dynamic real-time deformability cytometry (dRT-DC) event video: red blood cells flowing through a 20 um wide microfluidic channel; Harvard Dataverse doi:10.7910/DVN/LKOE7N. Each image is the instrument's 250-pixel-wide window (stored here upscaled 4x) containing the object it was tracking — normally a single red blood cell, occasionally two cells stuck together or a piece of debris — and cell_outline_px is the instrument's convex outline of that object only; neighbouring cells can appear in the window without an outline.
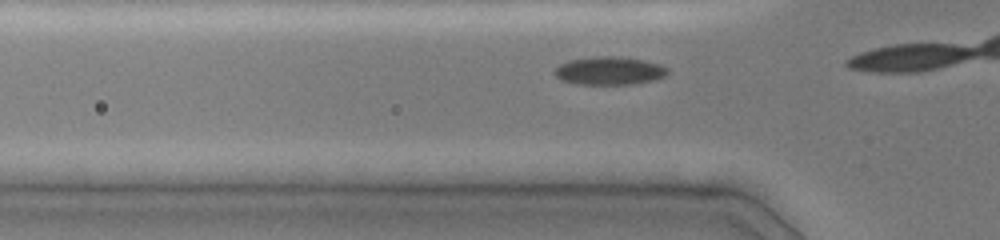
{"species": "common noctule bat (a hibernating species)", "species_latin": "Nyctalus noctula", "temperature_condition": "cold", "stored_images_in_passage": 8, "camera_frame_rate_fps": 3000, "um_per_image_px": 0.085, "animal": {"sex": "female", "body_mass_g": 19.0, "forearm_length_mm": 51.5}, "frame": {"image": 1, "passage_image": 4, "time_ms": 1.0, "image_size_px": [1000, 240], "cell_outline_px": [[668, 72], [664, 76], [652, 80], [632, 84], [576, 84], [560, 80], [552, 72], [560, 64], [568, 60], [596, 56], [616, 56], [644, 60], [660, 64], [668, 68]], "centroid_in_image_um": [51.76, 6.01], "position_along_channel_um": 74.0, "area_um2": 18.55}}